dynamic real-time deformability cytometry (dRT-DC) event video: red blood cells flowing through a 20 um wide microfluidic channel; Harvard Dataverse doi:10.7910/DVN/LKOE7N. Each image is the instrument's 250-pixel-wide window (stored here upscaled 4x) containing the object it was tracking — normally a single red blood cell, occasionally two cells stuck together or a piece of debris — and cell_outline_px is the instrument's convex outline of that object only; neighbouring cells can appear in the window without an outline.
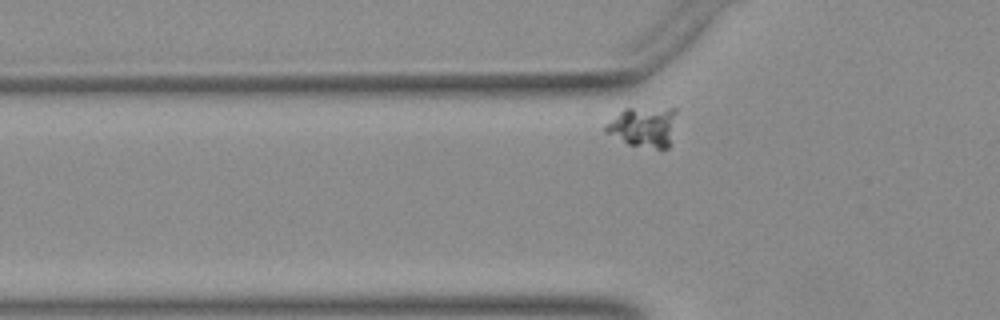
{"species": "Egyptian fruit bat (a non-hibernating species)", "species_latin": "Rousettus aegyptiacus", "temperature_condition": "warm", "stored_images_in_passage": 43, "camera_frame_rate_fps": 3000, "um_per_image_px": 0.085, "animal": {"sex": "female"}, "frame": {"image": 1, "passage_image": 4, "time_ms": 1.0, "image_size_px": [1000, 320], "cell_outline_px": [[676, 112], [668, 148], [656, 148], [628, 144], [604, 132], [604, 128], [624, 108], [676, 108]], "centroid_in_image_um": [54.69, 10.77], "position_along_channel_um": 71.1, "area_um2": 16.18}}
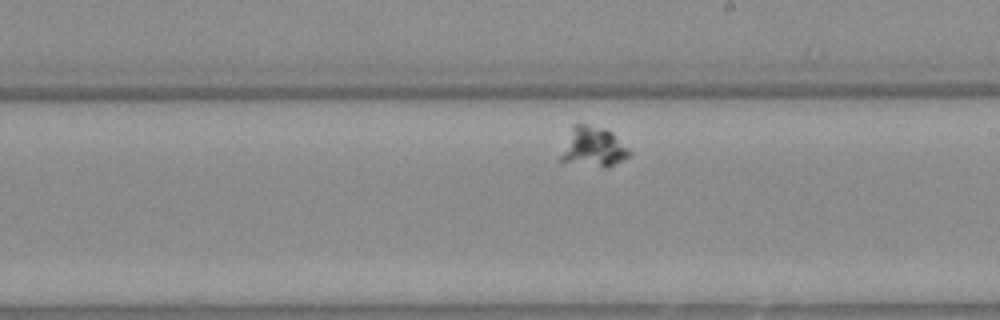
{"frame": {"image": 2, "passage_image": 19, "time_ms": 6.0, "image_size_px": [1000, 320], "cell_outline_px": [[632, 156], [608, 168], [604, 168], [560, 160], [560, 156], [572, 124], [588, 124], [608, 128], [632, 152]], "centroid_in_image_um": [50.48, 12.48], "position_along_channel_um": 238.5, "area_um2": 16.13}}
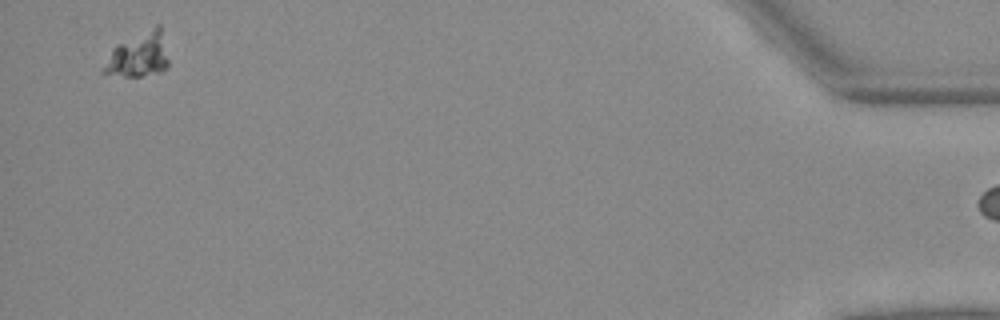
{"frame": {"image": 3, "passage_image": 42, "time_ms": 13.667, "image_size_px": [1000, 320], "cell_outline_px": [[168, 68], [160, 72], [140, 76], [104, 76], [100, 72], [112, 48], [156, 24], [160, 24], [168, 60]], "centroid_in_image_um": [11.75, 4.7], "position_along_channel_um": 423.5, "area_um2": 16.88}}